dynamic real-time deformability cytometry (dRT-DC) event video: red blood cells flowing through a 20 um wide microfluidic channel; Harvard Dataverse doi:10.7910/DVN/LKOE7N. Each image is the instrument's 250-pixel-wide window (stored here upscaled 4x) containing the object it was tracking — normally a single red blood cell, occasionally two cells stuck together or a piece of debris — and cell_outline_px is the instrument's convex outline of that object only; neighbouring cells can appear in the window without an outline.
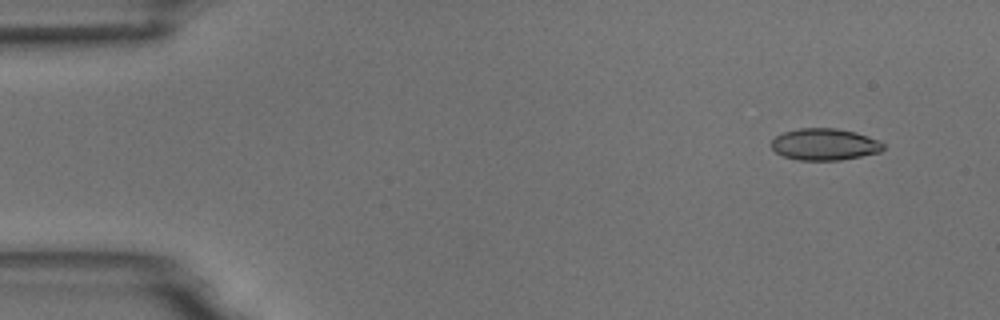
{"species": "common noctule bat (a hibernating species)", "species_latin": "Nyctalus noctula", "temperature_condition": "room temperature", "stored_images_in_passage": 5, "camera_frame_rate_fps": 3000, "um_per_image_px": 0.085, "animal": {"sex": "male", "body_mass_g": 18.8}, "frame": {"image": 1, "passage_image": 2, "time_ms": 1.0, "image_size_px": [1000, 320], "cell_outline_px": [[884, 148], [880, 152], [840, 160], [800, 160], [784, 156], [776, 152], [768, 144], [776, 136], [784, 132], [800, 128], [836, 128], [856, 132], [880, 140], [884, 144]], "centroid_in_image_um": [70.09, 12.26], "position_along_channel_um": 14.9, "area_um2": 20.75}}
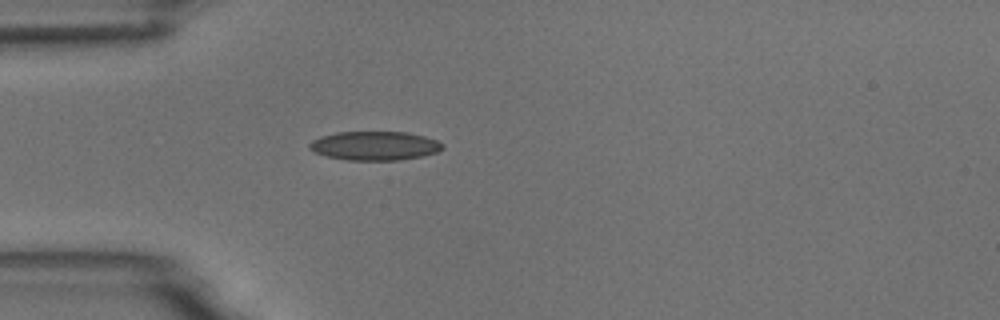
{"frame": {"image": 2, "passage_image": 5, "time_ms": 4.667, "image_size_px": [1000, 320], "cell_outline_px": [[444, 148], [436, 152], [420, 156], [400, 160], [348, 160], [328, 156], [316, 152], [308, 148], [308, 144], [312, 140], [320, 136], [336, 132], [408, 132], [424, 136], [436, 140], [444, 144]], "centroid_in_image_um": [31.84, 12.38], "position_along_channel_um": 53.2, "area_um2": 22.37}}